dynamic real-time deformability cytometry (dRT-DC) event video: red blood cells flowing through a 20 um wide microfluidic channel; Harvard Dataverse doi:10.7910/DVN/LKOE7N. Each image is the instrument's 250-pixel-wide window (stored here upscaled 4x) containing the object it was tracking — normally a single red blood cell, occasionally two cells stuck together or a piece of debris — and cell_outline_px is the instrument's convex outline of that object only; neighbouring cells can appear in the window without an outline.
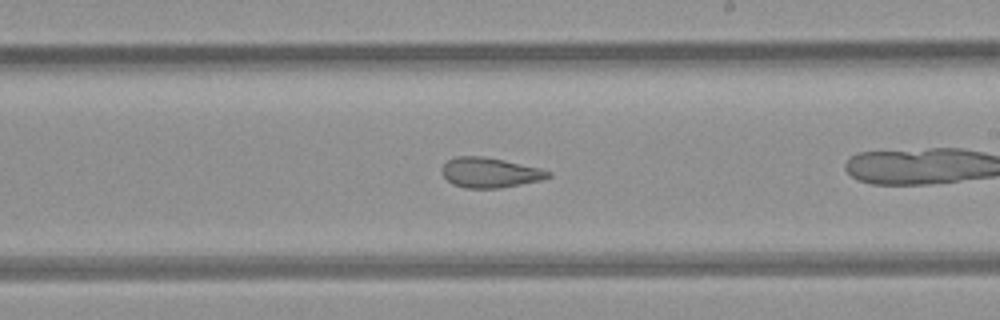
{"species": "common noctule bat (a hibernating species)", "species_latin": "Nyctalus noctula", "temperature_condition": "room temperature", "stored_images_in_passage": 37, "camera_frame_rate_fps": 3000, "um_per_image_px": 0.085, "animal": {"sex": "female", "body_mass_g": 21.9}, "frame": {"image": 1, "passage_image": 27, "time_ms": 8.667, "image_size_px": [1000, 320], "cell_outline_px": [[552, 176], [544, 180], [500, 188], [464, 188], [452, 184], [440, 172], [440, 168], [448, 160], [456, 156], [484, 156], [504, 160], [540, 168], [552, 172]], "centroid_in_image_um": [41.65, 14.67], "position_along_channel_um": 247.4, "area_um2": 18.84}}